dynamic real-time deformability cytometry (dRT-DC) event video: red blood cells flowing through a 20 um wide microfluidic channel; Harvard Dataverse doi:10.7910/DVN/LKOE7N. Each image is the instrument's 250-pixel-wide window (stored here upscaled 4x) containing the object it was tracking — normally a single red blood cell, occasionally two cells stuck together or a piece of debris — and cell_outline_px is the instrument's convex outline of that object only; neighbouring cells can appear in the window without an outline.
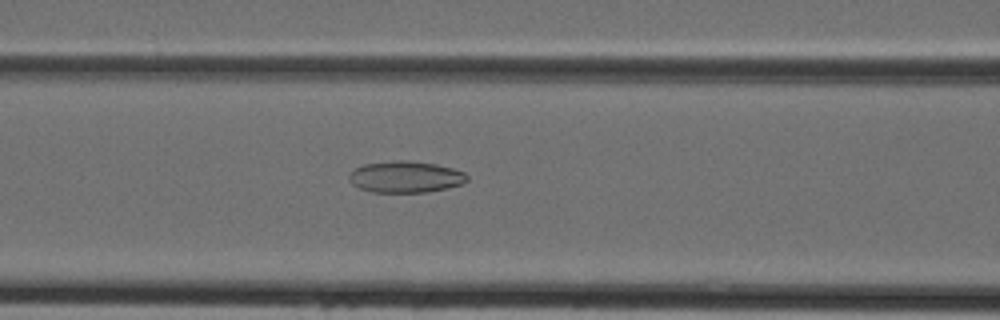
{"species": "Egyptian fruit bat (a non-hibernating species)", "species_latin": "Rousettus aegyptiacus", "temperature_condition": "cold", "stored_images_in_passage": 40, "camera_frame_rate_fps": 3000, "um_per_image_px": 0.085, "animal": {"sex": "female"}, "frame": {"image": 1, "passage_image": 14, "time_ms": 4.333, "image_size_px": [1000, 320], "cell_outline_px": [[468, 180], [460, 184], [448, 188], [428, 192], [372, 192], [360, 188], [352, 184], [348, 180], [348, 176], [356, 168], [364, 164], [396, 160], [408, 160], [436, 164], [452, 168], [464, 172], [468, 176]], "centroid_in_image_um": [34.47, 15.03], "position_along_channel_um": 132.1, "area_um2": 21.68}}
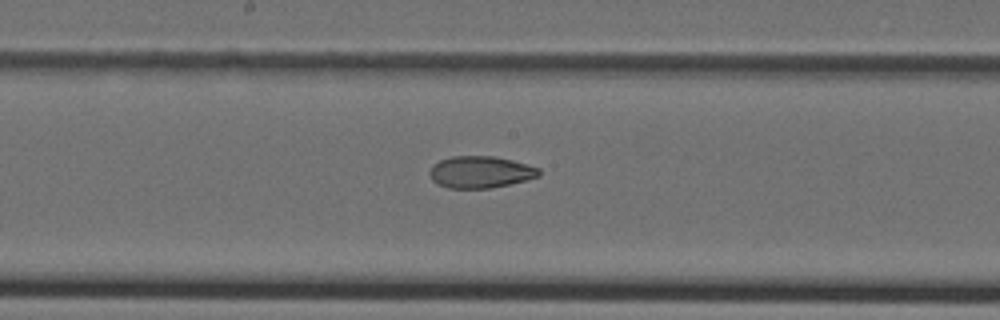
{"frame": {"image": 2, "passage_image": 19, "time_ms": 6.0, "image_size_px": [1000, 320], "cell_outline_px": [[540, 176], [508, 184], [488, 188], [448, 188], [436, 184], [432, 180], [428, 172], [432, 164], [440, 160], [452, 156], [492, 156], [512, 160], [540, 168]], "centroid_in_image_um": [40.79, 14.62], "position_along_channel_um": 207.4, "area_um2": 20.29}}
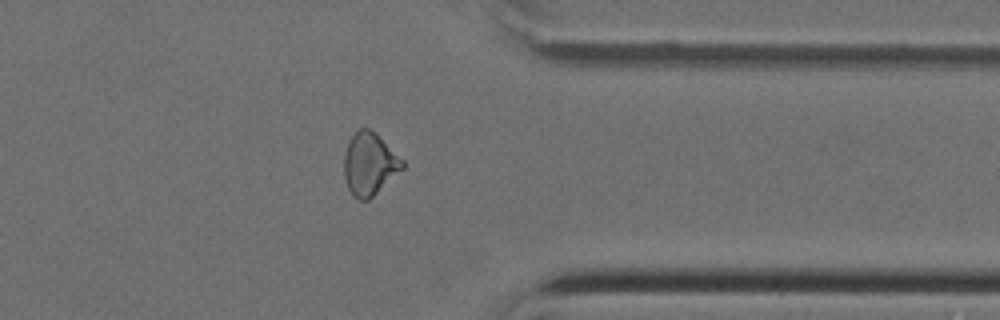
{"frame": {"image": 3, "passage_image": 31, "time_ms": 10.0, "image_size_px": [1000, 320], "cell_outline_px": [[404, 168], [368, 200], [360, 200], [352, 196], [348, 188], [344, 176], [344, 156], [348, 144], [352, 136], [360, 128], [368, 128], [376, 132], [404, 160]], "centroid_in_image_um": [31.42, 13.94], "position_along_channel_um": 380.0, "area_um2": 21.21}}